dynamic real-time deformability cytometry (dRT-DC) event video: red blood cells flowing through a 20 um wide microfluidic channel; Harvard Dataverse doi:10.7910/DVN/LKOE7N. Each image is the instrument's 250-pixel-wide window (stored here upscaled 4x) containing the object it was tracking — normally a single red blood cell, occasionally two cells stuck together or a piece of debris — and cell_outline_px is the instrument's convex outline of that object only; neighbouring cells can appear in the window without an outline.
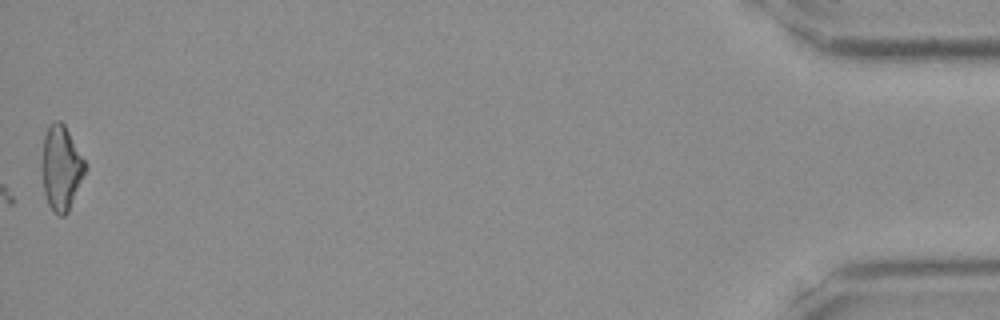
{"species": "Egyptian fruit bat (a non-hibernating species)", "species_latin": "Rousettus aegyptiacus", "temperature_condition": "room temperature", "stored_images_in_passage": 37, "camera_frame_rate_fps": 3000, "um_per_image_px": 0.085, "frame": {"image": 1, "passage_image": 37, "time_ms": 12.0, "image_size_px": [1000, 320], "cell_outline_px": [[88, 168], [68, 212], [64, 216], [60, 216], [52, 212], [48, 204], [44, 192], [40, 168], [40, 164], [44, 136], [48, 124], [56, 120], [60, 120], [64, 124], [84, 160]], "centroid_in_image_um": [5.17, 14.29], "position_along_channel_um": 430.0, "area_um2": 21.79}}